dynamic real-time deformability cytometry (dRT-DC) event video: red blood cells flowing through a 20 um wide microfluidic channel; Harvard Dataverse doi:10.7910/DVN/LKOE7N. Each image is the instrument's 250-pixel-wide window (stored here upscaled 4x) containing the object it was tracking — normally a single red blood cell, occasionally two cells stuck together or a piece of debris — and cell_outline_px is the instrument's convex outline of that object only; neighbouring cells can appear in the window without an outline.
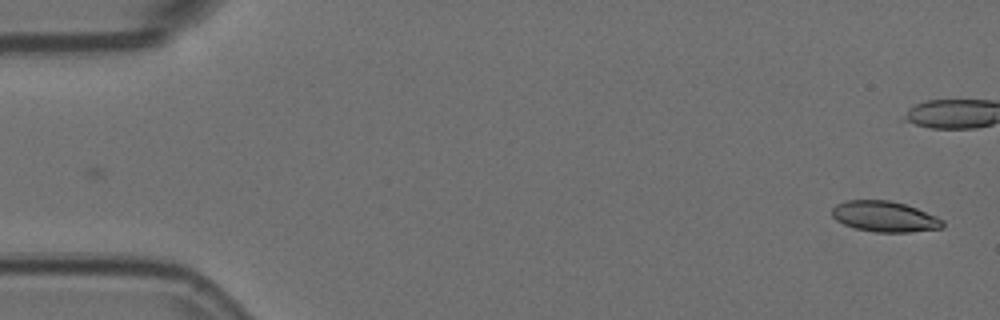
{"species": "Egyptian fruit bat (a non-hibernating species)", "species_latin": "Rousettus aegyptiacus", "temperature_condition": "room temperature", "stored_images_in_passage": 55, "camera_frame_rate_fps": 3000, "um_per_image_px": 0.085, "animal": {"sex": "female"}, "frame": {"image": 1, "passage_image": 1, "time_ms": 0.0, "image_size_px": [1000, 320], "cell_outline_px": [[944, 228], [912, 232], [876, 232], [856, 228], [844, 224], [836, 220], [832, 216], [832, 208], [836, 204], [844, 200], [892, 200], [916, 208], [936, 216], [944, 220]], "centroid_in_image_um": [75.2, 18.4], "position_along_channel_um": 9.8, "area_um2": 19.88}}
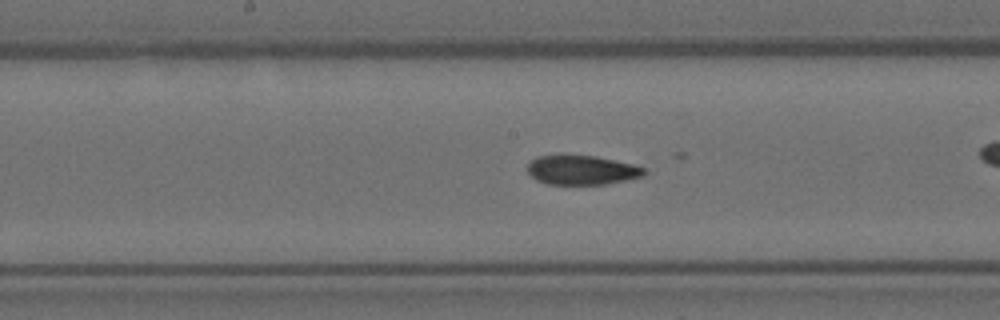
{"frame": {"image": 2, "passage_image": 27, "time_ms": 8.667, "image_size_px": [1000, 320], "cell_outline_px": [[648, 172], [644, 176], [604, 184], [548, 184], [536, 180], [528, 172], [528, 164], [532, 160], [540, 156], [560, 152], [596, 156], [632, 164], [644, 168]], "centroid_in_image_um": [49.42, 14.41], "position_along_channel_um": 198.8, "area_um2": 20.4}}
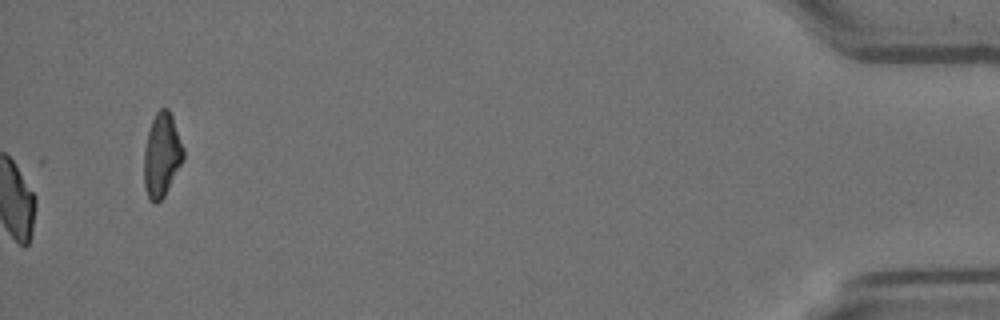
{"frame": {"image": 3, "passage_image": 55, "time_ms": 18.0, "image_size_px": [1000, 320], "cell_outline_px": [[184, 160], [164, 196], [156, 204], [152, 204], [148, 200], [144, 188], [144, 148], [148, 132], [152, 120], [156, 112], [160, 108], [168, 108], [172, 116], [184, 148]], "centroid_in_image_um": [13.74, 13.21], "position_along_channel_um": 421.5, "area_um2": 19.48}}